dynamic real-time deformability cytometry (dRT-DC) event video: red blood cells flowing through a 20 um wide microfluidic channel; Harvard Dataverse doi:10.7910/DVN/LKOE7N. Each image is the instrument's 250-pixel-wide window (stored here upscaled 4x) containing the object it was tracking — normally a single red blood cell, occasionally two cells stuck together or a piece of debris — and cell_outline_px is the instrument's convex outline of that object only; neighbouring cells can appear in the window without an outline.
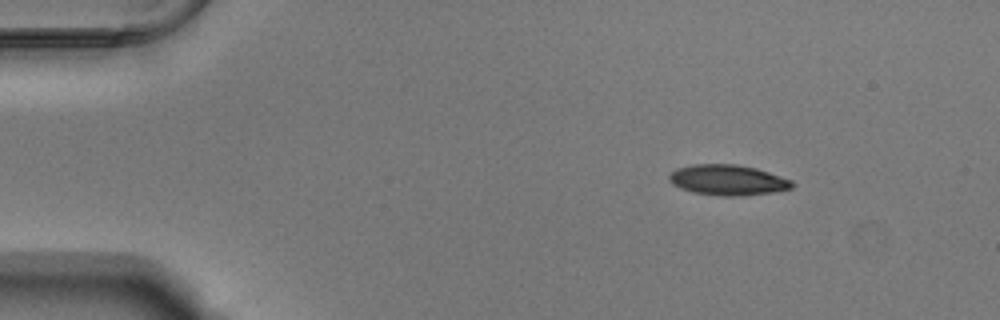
{"species": "Egyptian fruit bat (a non-hibernating species)", "species_latin": "Rousettus aegyptiacus", "temperature_condition": "warm", "stored_images_in_passage": 11, "camera_frame_rate_fps": 3000, "um_per_image_px": 0.085, "animal": {"sex": "male"}, "frame": {"image": 1, "passage_image": 1, "time_ms": 0.0, "image_size_px": [1000, 320], "cell_outline_px": [[796, 184], [792, 188], [772, 192], [736, 196], [724, 196], [692, 192], [680, 188], [672, 184], [668, 180], [668, 176], [676, 168], [692, 164], [736, 164], [756, 168], [792, 180]], "centroid_in_image_um": [61.84, 15.29], "position_along_channel_um": 23.2, "area_um2": 21.85}}
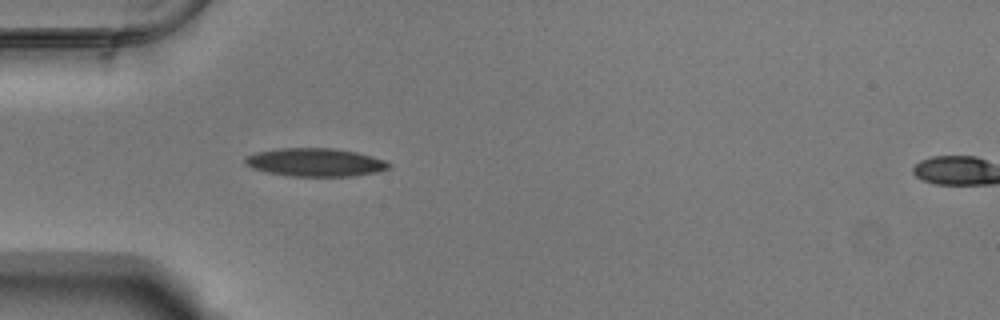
{"frame": {"image": 2, "passage_image": 10, "time_ms": 3.0, "image_size_px": [1000, 320], "cell_outline_px": [[392, 168], [376, 172], [352, 176], [288, 176], [268, 172], [252, 168], [244, 164], [244, 160], [248, 156], [256, 152], [276, 148], [336, 148], [356, 152], [372, 156], [384, 160], [392, 164]], "centroid_in_image_um": [26.81, 13.79], "position_along_channel_um": 58.2, "area_um2": 23.76}}